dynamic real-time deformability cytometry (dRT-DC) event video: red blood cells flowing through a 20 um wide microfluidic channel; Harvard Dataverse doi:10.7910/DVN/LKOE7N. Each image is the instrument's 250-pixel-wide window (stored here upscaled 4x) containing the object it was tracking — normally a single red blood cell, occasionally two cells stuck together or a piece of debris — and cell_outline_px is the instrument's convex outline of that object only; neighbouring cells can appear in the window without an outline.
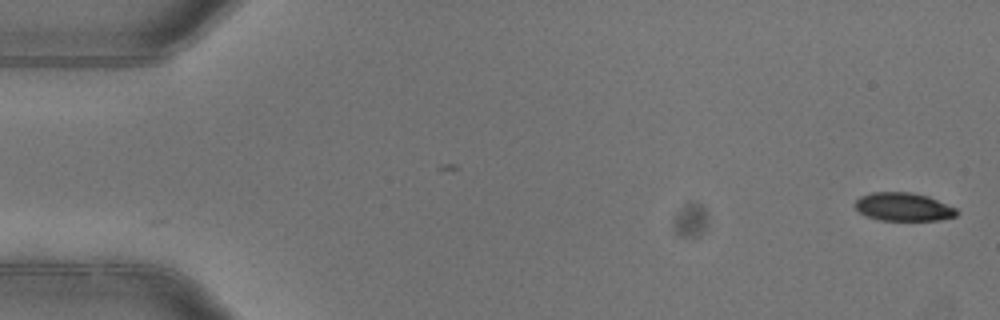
{"species": "common noctule bat (a hibernating species)", "species_latin": "Nyctalus noctula", "temperature_condition": "warm", "stored_images_in_passage": 4, "camera_frame_rate_fps": 3000, "um_per_image_px": 0.085, "animal": {"sex": "female"}, "frame": {"image": 1, "passage_image": 1, "time_ms": 0.0, "image_size_px": [1000, 320], "cell_outline_px": [[960, 212], [956, 216], [940, 220], [880, 220], [868, 216], [860, 212], [852, 204], [860, 196], [872, 192], [912, 192], [928, 196], [956, 208]], "centroid_in_image_um": [76.8, 17.58], "position_along_channel_um": 8.2, "area_um2": 16.82}}
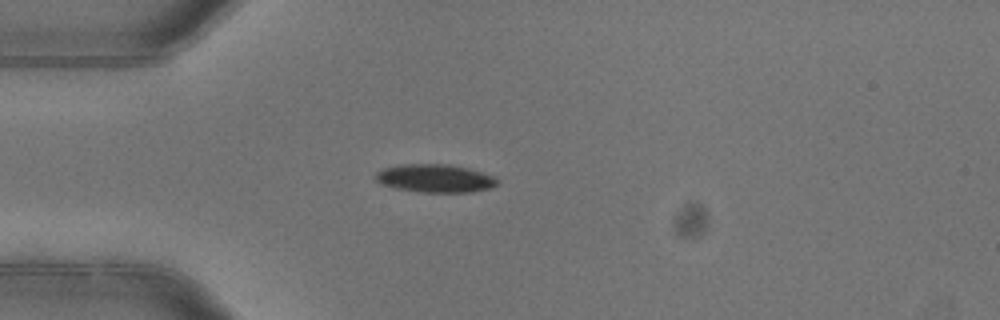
{"frame": {"image": 2, "passage_image": 4, "time_ms": 1.0, "image_size_px": [1000, 320], "cell_outline_px": [[500, 184], [492, 188], [472, 192], [420, 192], [396, 188], [380, 184], [372, 176], [376, 172], [384, 168], [400, 164], [448, 164], [468, 168], [496, 176]], "centroid_in_image_um": [37.0, 15.16], "position_along_channel_um": 48.0, "area_um2": 20.29}}